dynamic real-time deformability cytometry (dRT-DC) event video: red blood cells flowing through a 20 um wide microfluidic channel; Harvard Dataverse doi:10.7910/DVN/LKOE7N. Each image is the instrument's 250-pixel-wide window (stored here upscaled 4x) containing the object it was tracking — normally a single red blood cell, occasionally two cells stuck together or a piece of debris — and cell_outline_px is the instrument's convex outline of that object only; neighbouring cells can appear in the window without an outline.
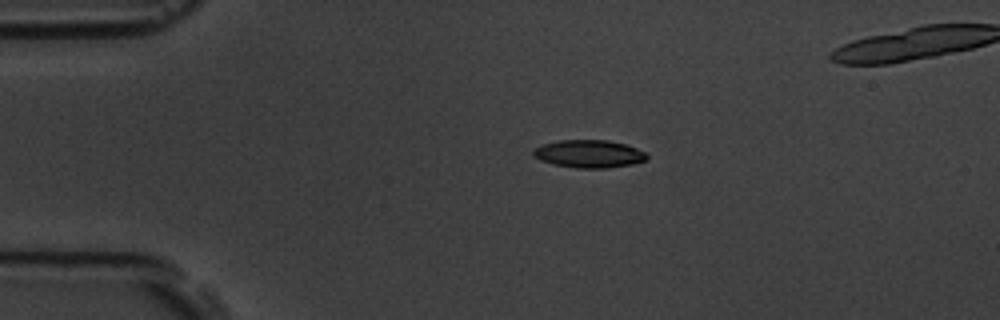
{"species": "common noctule bat (a hibernating species)", "species_latin": "Nyctalus noctula", "temperature_condition": "room temperature", "stored_images_in_passage": 3, "camera_frame_rate_fps": 3000, "um_per_image_px": 0.085, "animal": {"sex": "male", "body_mass_g": 19.5, "forearm_length_mm": 54.6}, "frame": {"image": 1, "passage_image": 1, "time_ms": 0.0, "image_size_px": [1000, 320], "cell_outline_px": [[648, 156], [644, 160], [632, 164], [608, 168], [576, 168], [552, 164], [540, 160], [532, 156], [532, 152], [536, 148], [544, 144], [560, 140], [608, 140], [624, 144], [636, 148], [644, 152]], "centroid_in_image_um": [50.03, 13.08], "position_along_channel_um": 35.0, "area_um2": 18.26}}